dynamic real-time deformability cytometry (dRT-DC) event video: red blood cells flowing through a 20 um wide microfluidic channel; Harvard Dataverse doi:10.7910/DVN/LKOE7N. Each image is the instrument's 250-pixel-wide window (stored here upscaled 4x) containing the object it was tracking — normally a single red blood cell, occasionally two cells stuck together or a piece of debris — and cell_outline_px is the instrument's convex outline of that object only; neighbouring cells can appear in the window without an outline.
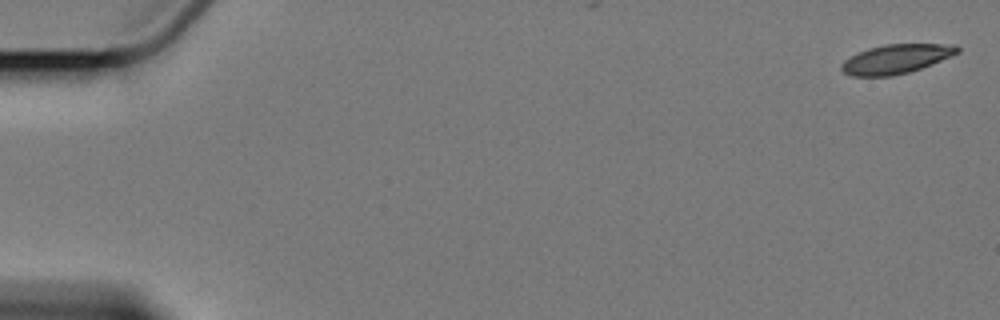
{"species": "Egyptian fruit bat (a non-hibernating species)", "species_latin": "Rousettus aegyptiacus", "temperature_condition": "cold", "stored_images_in_passage": 3, "camera_frame_rate_fps": 3000, "um_per_image_px": 0.085, "animal": {"sex": "female"}, "frame": {"image": 1, "passage_image": 1, "time_ms": 0.0, "image_size_px": [1000, 320], "cell_outline_px": [[960, 52], [952, 56], [920, 68], [908, 72], [892, 76], [852, 76], [844, 72], [840, 68], [840, 64], [844, 60], [868, 48], [884, 44], [956, 44], [960, 48]], "centroid_in_image_um": [76.18, 5.0], "position_along_channel_um": 8.8, "area_um2": 19.65}}